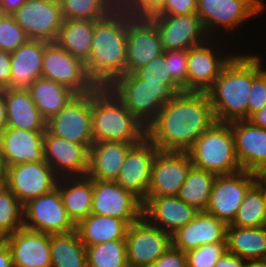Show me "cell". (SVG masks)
I'll return each mask as SVG.
<instances>
[{
	"label": "cell",
	"instance_id": "6da1fadb",
	"mask_svg": "<svg viewBox=\"0 0 266 267\" xmlns=\"http://www.w3.org/2000/svg\"><path fill=\"white\" fill-rule=\"evenodd\" d=\"M215 122L206 92L183 91L164 104L146 127V137L160 151L188 152Z\"/></svg>",
	"mask_w": 266,
	"mask_h": 267
},
{
	"label": "cell",
	"instance_id": "7a4b0ae2",
	"mask_svg": "<svg viewBox=\"0 0 266 267\" xmlns=\"http://www.w3.org/2000/svg\"><path fill=\"white\" fill-rule=\"evenodd\" d=\"M132 17L125 8L117 7L104 19L94 21L92 50L85 66L97 87H108L125 74L127 24Z\"/></svg>",
	"mask_w": 266,
	"mask_h": 267
},
{
	"label": "cell",
	"instance_id": "3957f363",
	"mask_svg": "<svg viewBox=\"0 0 266 267\" xmlns=\"http://www.w3.org/2000/svg\"><path fill=\"white\" fill-rule=\"evenodd\" d=\"M241 53L236 51L221 70L219 77L206 91L216 122L229 123L248 119V97L252 86V54L246 51Z\"/></svg>",
	"mask_w": 266,
	"mask_h": 267
},
{
	"label": "cell",
	"instance_id": "277c9868",
	"mask_svg": "<svg viewBox=\"0 0 266 267\" xmlns=\"http://www.w3.org/2000/svg\"><path fill=\"white\" fill-rule=\"evenodd\" d=\"M91 114L94 142L139 143L146 137V126L108 87H97L91 92Z\"/></svg>",
	"mask_w": 266,
	"mask_h": 267
},
{
	"label": "cell",
	"instance_id": "5b68a950",
	"mask_svg": "<svg viewBox=\"0 0 266 267\" xmlns=\"http://www.w3.org/2000/svg\"><path fill=\"white\" fill-rule=\"evenodd\" d=\"M194 167L217 175L242 170L235 152V139L230 123L215 122L188 151Z\"/></svg>",
	"mask_w": 266,
	"mask_h": 267
},
{
	"label": "cell",
	"instance_id": "8992f818",
	"mask_svg": "<svg viewBox=\"0 0 266 267\" xmlns=\"http://www.w3.org/2000/svg\"><path fill=\"white\" fill-rule=\"evenodd\" d=\"M108 88L146 127L175 93L164 83H146L135 73L116 78Z\"/></svg>",
	"mask_w": 266,
	"mask_h": 267
},
{
	"label": "cell",
	"instance_id": "52a82bcc",
	"mask_svg": "<svg viewBox=\"0 0 266 267\" xmlns=\"http://www.w3.org/2000/svg\"><path fill=\"white\" fill-rule=\"evenodd\" d=\"M265 8L263 0H197L196 14L211 38H222L218 32H234L247 19L260 16Z\"/></svg>",
	"mask_w": 266,
	"mask_h": 267
},
{
	"label": "cell",
	"instance_id": "ba28073f",
	"mask_svg": "<svg viewBox=\"0 0 266 267\" xmlns=\"http://www.w3.org/2000/svg\"><path fill=\"white\" fill-rule=\"evenodd\" d=\"M221 40L223 38H210L204 44L187 50L188 91L206 92L219 77L224 66L236 54L234 50H226L224 48L226 44Z\"/></svg>",
	"mask_w": 266,
	"mask_h": 267
},
{
	"label": "cell",
	"instance_id": "9c48e42d",
	"mask_svg": "<svg viewBox=\"0 0 266 267\" xmlns=\"http://www.w3.org/2000/svg\"><path fill=\"white\" fill-rule=\"evenodd\" d=\"M54 136L91 148L93 141L91 92L76 95L59 113L46 122Z\"/></svg>",
	"mask_w": 266,
	"mask_h": 267
},
{
	"label": "cell",
	"instance_id": "30bf717a",
	"mask_svg": "<svg viewBox=\"0 0 266 267\" xmlns=\"http://www.w3.org/2000/svg\"><path fill=\"white\" fill-rule=\"evenodd\" d=\"M41 77L62 84L77 95L92 92L97 88L87 74L85 63L56 42H50L45 47Z\"/></svg>",
	"mask_w": 266,
	"mask_h": 267
},
{
	"label": "cell",
	"instance_id": "8fae6325",
	"mask_svg": "<svg viewBox=\"0 0 266 267\" xmlns=\"http://www.w3.org/2000/svg\"><path fill=\"white\" fill-rule=\"evenodd\" d=\"M23 227L50 235L76 230V225L63 205L58 188L30 199L23 205Z\"/></svg>",
	"mask_w": 266,
	"mask_h": 267
},
{
	"label": "cell",
	"instance_id": "7c38bea8",
	"mask_svg": "<svg viewBox=\"0 0 266 267\" xmlns=\"http://www.w3.org/2000/svg\"><path fill=\"white\" fill-rule=\"evenodd\" d=\"M125 240L128 267H150L172 246V235L143 216L129 225Z\"/></svg>",
	"mask_w": 266,
	"mask_h": 267
},
{
	"label": "cell",
	"instance_id": "4fadbf2b",
	"mask_svg": "<svg viewBox=\"0 0 266 267\" xmlns=\"http://www.w3.org/2000/svg\"><path fill=\"white\" fill-rule=\"evenodd\" d=\"M257 174L241 170L237 173L217 175L213 184L206 213L230 224L242 204L248 189L256 182Z\"/></svg>",
	"mask_w": 266,
	"mask_h": 267
},
{
	"label": "cell",
	"instance_id": "5bb4252c",
	"mask_svg": "<svg viewBox=\"0 0 266 267\" xmlns=\"http://www.w3.org/2000/svg\"><path fill=\"white\" fill-rule=\"evenodd\" d=\"M29 39L56 42L63 16L59 0H26L12 14Z\"/></svg>",
	"mask_w": 266,
	"mask_h": 267
},
{
	"label": "cell",
	"instance_id": "9a60e30c",
	"mask_svg": "<svg viewBox=\"0 0 266 267\" xmlns=\"http://www.w3.org/2000/svg\"><path fill=\"white\" fill-rule=\"evenodd\" d=\"M149 19L159 32L164 50H189L211 38L196 13L153 15Z\"/></svg>",
	"mask_w": 266,
	"mask_h": 267
},
{
	"label": "cell",
	"instance_id": "2e32d148",
	"mask_svg": "<svg viewBox=\"0 0 266 267\" xmlns=\"http://www.w3.org/2000/svg\"><path fill=\"white\" fill-rule=\"evenodd\" d=\"M91 214L115 217L131 225L143 216V204L115 181L93 180Z\"/></svg>",
	"mask_w": 266,
	"mask_h": 267
},
{
	"label": "cell",
	"instance_id": "e0dca14e",
	"mask_svg": "<svg viewBox=\"0 0 266 267\" xmlns=\"http://www.w3.org/2000/svg\"><path fill=\"white\" fill-rule=\"evenodd\" d=\"M7 188L24 205L30 199L57 188L59 177L46 161L27 162L9 166Z\"/></svg>",
	"mask_w": 266,
	"mask_h": 267
},
{
	"label": "cell",
	"instance_id": "ac0fdd59",
	"mask_svg": "<svg viewBox=\"0 0 266 267\" xmlns=\"http://www.w3.org/2000/svg\"><path fill=\"white\" fill-rule=\"evenodd\" d=\"M192 166L188 152L159 151L153 161L146 197L177 196Z\"/></svg>",
	"mask_w": 266,
	"mask_h": 267
},
{
	"label": "cell",
	"instance_id": "d6986e66",
	"mask_svg": "<svg viewBox=\"0 0 266 267\" xmlns=\"http://www.w3.org/2000/svg\"><path fill=\"white\" fill-rule=\"evenodd\" d=\"M125 74H134L164 53L155 24L149 18L132 17L127 24Z\"/></svg>",
	"mask_w": 266,
	"mask_h": 267
},
{
	"label": "cell",
	"instance_id": "ffe728a7",
	"mask_svg": "<svg viewBox=\"0 0 266 267\" xmlns=\"http://www.w3.org/2000/svg\"><path fill=\"white\" fill-rule=\"evenodd\" d=\"M159 151L147 137L134 144L115 182L143 202L148 193L153 161Z\"/></svg>",
	"mask_w": 266,
	"mask_h": 267
},
{
	"label": "cell",
	"instance_id": "44dd1931",
	"mask_svg": "<svg viewBox=\"0 0 266 267\" xmlns=\"http://www.w3.org/2000/svg\"><path fill=\"white\" fill-rule=\"evenodd\" d=\"M44 158L59 178L86 176L89 168V149L51 135L43 138Z\"/></svg>",
	"mask_w": 266,
	"mask_h": 267
},
{
	"label": "cell",
	"instance_id": "7402d4cb",
	"mask_svg": "<svg viewBox=\"0 0 266 267\" xmlns=\"http://www.w3.org/2000/svg\"><path fill=\"white\" fill-rule=\"evenodd\" d=\"M13 267H52L50 234L20 228L6 237Z\"/></svg>",
	"mask_w": 266,
	"mask_h": 267
},
{
	"label": "cell",
	"instance_id": "603a6c76",
	"mask_svg": "<svg viewBox=\"0 0 266 267\" xmlns=\"http://www.w3.org/2000/svg\"><path fill=\"white\" fill-rule=\"evenodd\" d=\"M142 204L143 217L171 235L199 213L178 196L146 197Z\"/></svg>",
	"mask_w": 266,
	"mask_h": 267
},
{
	"label": "cell",
	"instance_id": "cb8c5ba5",
	"mask_svg": "<svg viewBox=\"0 0 266 267\" xmlns=\"http://www.w3.org/2000/svg\"><path fill=\"white\" fill-rule=\"evenodd\" d=\"M229 123L242 170L257 174L266 166V129L253 125L247 119Z\"/></svg>",
	"mask_w": 266,
	"mask_h": 267
},
{
	"label": "cell",
	"instance_id": "d4e9b609",
	"mask_svg": "<svg viewBox=\"0 0 266 267\" xmlns=\"http://www.w3.org/2000/svg\"><path fill=\"white\" fill-rule=\"evenodd\" d=\"M227 224L206 212H199L192 221L172 234V245L187 252L205 244L226 242Z\"/></svg>",
	"mask_w": 266,
	"mask_h": 267
},
{
	"label": "cell",
	"instance_id": "484cf974",
	"mask_svg": "<svg viewBox=\"0 0 266 267\" xmlns=\"http://www.w3.org/2000/svg\"><path fill=\"white\" fill-rule=\"evenodd\" d=\"M44 132L5 127L0 140L8 166L45 161Z\"/></svg>",
	"mask_w": 266,
	"mask_h": 267
},
{
	"label": "cell",
	"instance_id": "4316f807",
	"mask_svg": "<svg viewBox=\"0 0 266 267\" xmlns=\"http://www.w3.org/2000/svg\"><path fill=\"white\" fill-rule=\"evenodd\" d=\"M137 143L94 142L89 149L87 176L93 180L116 181L129 149Z\"/></svg>",
	"mask_w": 266,
	"mask_h": 267
},
{
	"label": "cell",
	"instance_id": "83f0119b",
	"mask_svg": "<svg viewBox=\"0 0 266 267\" xmlns=\"http://www.w3.org/2000/svg\"><path fill=\"white\" fill-rule=\"evenodd\" d=\"M49 43L44 40L29 39L10 53V88L27 89L41 77L43 55Z\"/></svg>",
	"mask_w": 266,
	"mask_h": 267
},
{
	"label": "cell",
	"instance_id": "f1b7e54d",
	"mask_svg": "<svg viewBox=\"0 0 266 267\" xmlns=\"http://www.w3.org/2000/svg\"><path fill=\"white\" fill-rule=\"evenodd\" d=\"M7 126L22 130L46 131V120L27 89H3Z\"/></svg>",
	"mask_w": 266,
	"mask_h": 267
},
{
	"label": "cell",
	"instance_id": "f546056e",
	"mask_svg": "<svg viewBox=\"0 0 266 267\" xmlns=\"http://www.w3.org/2000/svg\"><path fill=\"white\" fill-rule=\"evenodd\" d=\"M57 188L63 205L75 225L91 214L93 179L87 175L59 178Z\"/></svg>",
	"mask_w": 266,
	"mask_h": 267
},
{
	"label": "cell",
	"instance_id": "4dcf8cb0",
	"mask_svg": "<svg viewBox=\"0 0 266 267\" xmlns=\"http://www.w3.org/2000/svg\"><path fill=\"white\" fill-rule=\"evenodd\" d=\"M27 90L46 121L59 113L77 95L70 88L43 77L36 79Z\"/></svg>",
	"mask_w": 266,
	"mask_h": 267
},
{
	"label": "cell",
	"instance_id": "1f68e13d",
	"mask_svg": "<svg viewBox=\"0 0 266 267\" xmlns=\"http://www.w3.org/2000/svg\"><path fill=\"white\" fill-rule=\"evenodd\" d=\"M129 224L115 217L90 214L76 225L83 244L92 246L107 241L125 239Z\"/></svg>",
	"mask_w": 266,
	"mask_h": 267
},
{
	"label": "cell",
	"instance_id": "d6a6232c",
	"mask_svg": "<svg viewBox=\"0 0 266 267\" xmlns=\"http://www.w3.org/2000/svg\"><path fill=\"white\" fill-rule=\"evenodd\" d=\"M226 246L227 251L246 260L266 259V226L227 225Z\"/></svg>",
	"mask_w": 266,
	"mask_h": 267
},
{
	"label": "cell",
	"instance_id": "836d02e7",
	"mask_svg": "<svg viewBox=\"0 0 266 267\" xmlns=\"http://www.w3.org/2000/svg\"><path fill=\"white\" fill-rule=\"evenodd\" d=\"M94 21L64 19L56 43L84 63L92 50Z\"/></svg>",
	"mask_w": 266,
	"mask_h": 267
},
{
	"label": "cell",
	"instance_id": "e575fe53",
	"mask_svg": "<svg viewBox=\"0 0 266 267\" xmlns=\"http://www.w3.org/2000/svg\"><path fill=\"white\" fill-rule=\"evenodd\" d=\"M52 267H87L86 246L76 230L50 235Z\"/></svg>",
	"mask_w": 266,
	"mask_h": 267
},
{
	"label": "cell",
	"instance_id": "d590c367",
	"mask_svg": "<svg viewBox=\"0 0 266 267\" xmlns=\"http://www.w3.org/2000/svg\"><path fill=\"white\" fill-rule=\"evenodd\" d=\"M215 177L214 173L192 166L177 196L199 212H205Z\"/></svg>",
	"mask_w": 266,
	"mask_h": 267
},
{
	"label": "cell",
	"instance_id": "8d00e7d4",
	"mask_svg": "<svg viewBox=\"0 0 266 267\" xmlns=\"http://www.w3.org/2000/svg\"><path fill=\"white\" fill-rule=\"evenodd\" d=\"M237 227L266 226V208L262 188L255 182L246 192L234 220L228 224Z\"/></svg>",
	"mask_w": 266,
	"mask_h": 267
},
{
	"label": "cell",
	"instance_id": "74e56055",
	"mask_svg": "<svg viewBox=\"0 0 266 267\" xmlns=\"http://www.w3.org/2000/svg\"><path fill=\"white\" fill-rule=\"evenodd\" d=\"M87 267H128L125 239L86 247Z\"/></svg>",
	"mask_w": 266,
	"mask_h": 267
},
{
	"label": "cell",
	"instance_id": "f35d334b",
	"mask_svg": "<svg viewBox=\"0 0 266 267\" xmlns=\"http://www.w3.org/2000/svg\"><path fill=\"white\" fill-rule=\"evenodd\" d=\"M63 19L98 21L117 7L110 0H59Z\"/></svg>",
	"mask_w": 266,
	"mask_h": 267
},
{
	"label": "cell",
	"instance_id": "ab89813d",
	"mask_svg": "<svg viewBox=\"0 0 266 267\" xmlns=\"http://www.w3.org/2000/svg\"><path fill=\"white\" fill-rule=\"evenodd\" d=\"M23 227V204L6 188L0 194V234L7 237Z\"/></svg>",
	"mask_w": 266,
	"mask_h": 267
},
{
	"label": "cell",
	"instance_id": "60d3db41",
	"mask_svg": "<svg viewBox=\"0 0 266 267\" xmlns=\"http://www.w3.org/2000/svg\"><path fill=\"white\" fill-rule=\"evenodd\" d=\"M258 53L252 54V86L248 97V118L266 105V69L265 62Z\"/></svg>",
	"mask_w": 266,
	"mask_h": 267
},
{
	"label": "cell",
	"instance_id": "b9f144b4",
	"mask_svg": "<svg viewBox=\"0 0 266 267\" xmlns=\"http://www.w3.org/2000/svg\"><path fill=\"white\" fill-rule=\"evenodd\" d=\"M135 74L146 83H164L175 94L183 89L173 80L164 53L150 61L145 67L137 70Z\"/></svg>",
	"mask_w": 266,
	"mask_h": 267
},
{
	"label": "cell",
	"instance_id": "7bdbcfd3",
	"mask_svg": "<svg viewBox=\"0 0 266 267\" xmlns=\"http://www.w3.org/2000/svg\"><path fill=\"white\" fill-rule=\"evenodd\" d=\"M225 251L226 242L201 245L186 252L187 267H214Z\"/></svg>",
	"mask_w": 266,
	"mask_h": 267
},
{
	"label": "cell",
	"instance_id": "ee69618b",
	"mask_svg": "<svg viewBox=\"0 0 266 267\" xmlns=\"http://www.w3.org/2000/svg\"><path fill=\"white\" fill-rule=\"evenodd\" d=\"M29 40L26 32L17 24L12 15L0 20V49L12 53Z\"/></svg>",
	"mask_w": 266,
	"mask_h": 267
},
{
	"label": "cell",
	"instance_id": "f6af8a7d",
	"mask_svg": "<svg viewBox=\"0 0 266 267\" xmlns=\"http://www.w3.org/2000/svg\"><path fill=\"white\" fill-rule=\"evenodd\" d=\"M164 56L173 80L188 91L187 50H164Z\"/></svg>",
	"mask_w": 266,
	"mask_h": 267
},
{
	"label": "cell",
	"instance_id": "bcb514c9",
	"mask_svg": "<svg viewBox=\"0 0 266 267\" xmlns=\"http://www.w3.org/2000/svg\"><path fill=\"white\" fill-rule=\"evenodd\" d=\"M165 0H126L125 9L133 17L149 18L156 15Z\"/></svg>",
	"mask_w": 266,
	"mask_h": 267
},
{
	"label": "cell",
	"instance_id": "7dc6e473",
	"mask_svg": "<svg viewBox=\"0 0 266 267\" xmlns=\"http://www.w3.org/2000/svg\"><path fill=\"white\" fill-rule=\"evenodd\" d=\"M197 0H165L156 15H182L196 13Z\"/></svg>",
	"mask_w": 266,
	"mask_h": 267
},
{
	"label": "cell",
	"instance_id": "c3c4849f",
	"mask_svg": "<svg viewBox=\"0 0 266 267\" xmlns=\"http://www.w3.org/2000/svg\"><path fill=\"white\" fill-rule=\"evenodd\" d=\"M150 267H187L186 252L172 245Z\"/></svg>",
	"mask_w": 266,
	"mask_h": 267
},
{
	"label": "cell",
	"instance_id": "681fc988",
	"mask_svg": "<svg viewBox=\"0 0 266 267\" xmlns=\"http://www.w3.org/2000/svg\"><path fill=\"white\" fill-rule=\"evenodd\" d=\"M11 57L9 52L0 49V90L10 88Z\"/></svg>",
	"mask_w": 266,
	"mask_h": 267
},
{
	"label": "cell",
	"instance_id": "f907efd6",
	"mask_svg": "<svg viewBox=\"0 0 266 267\" xmlns=\"http://www.w3.org/2000/svg\"><path fill=\"white\" fill-rule=\"evenodd\" d=\"M246 261V259H243L238 255L225 251L214 267H245Z\"/></svg>",
	"mask_w": 266,
	"mask_h": 267
},
{
	"label": "cell",
	"instance_id": "816d5d0a",
	"mask_svg": "<svg viewBox=\"0 0 266 267\" xmlns=\"http://www.w3.org/2000/svg\"><path fill=\"white\" fill-rule=\"evenodd\" d=\"M247 120L257 127L266 129V105L261 110L252 114Z\"/></svg>",
	"mask_w": 266,
	"mask_h": 267
},
{
	"label": "cell",
	"instance_id": "f5cc1de1",
	"mask_svg": "<svg viewBox=\"0 0 266 267\" xmlns=\"http://www.w3.org/2000/svg\"><path fill=\"white\" fill-rule=\"evenodd\" d=\"M26 0H0V5L7 15L14 14Z\"/></svg>",
	"mask_w": 266,
	"mask_h": 267
},
{
	"label": "cell",
	"instance_id": "db71d44e",
	"mask_svg": "<svg viewBox=\"0 0 266 267\" xmlns=\"http://www.w3.org/2000/svg\"><path fill=\"white\" fill-rule=\"evenodd\" d=\"M0 267H13L11 251L6 243L0 247Z\"/></svg>",
	"mask_w": 266,
	"mask_h": 267
},
{
	"label": "cell",
	"instance_id": "11a10c76",
	"mask_svg": "<svg viewBox=\"0 0 266 267\" xmlns=\"http://www.w3.org/2000/svg\"><path fill=\"white\" fill-rule=\"evenodd\" d=\"M7 126L6 104L4 100L3 89L0 90V132Z\"/></svg>",
	"mask_w": 266,
	"mask_h": 267
},
{
	"label": "cell",
	"instance_id": "9f6ffc18",
	"mask_svg": "<svg viewBox=\"0 0 266 267\" xmlns=\"http://www.w3.org/2000/svg\"><path fill=\"white\" fill-rule=\"evenodd\" d=\"M8 164L5 159L4 151L2 148V143L0 140V176H6L7 175V169H8Z\"/></svg>",
	"mask_w": 266,
	"mask_h": 267
},
{
	"label": "cell",
	"instance_id": "6f0895ef",
	"mask_svg": "<svg viewBox=\"0 0 266 267\" xmlns=\"http://www.w3.org/2000/svg\"><path fill=\"white\" fill-rule=\"evenodd\" d=\"M245 267H266V259L247 260Z\"/></svg>",
	"mask_w": 266,
	"mask_h": 267
},
{
	"label": "cell",
	"instance_id": "680465c9",
	"mask_svg": "<svg viewBox=\"0 0 266 267\" xmlns=\"http://www.w3.org/2000/svg\"><path fill=\"white\" fill-rule=\"evenodd\" d=\"M257 179L266 186V166L257 173Z\"/></svg>",
	"mask_w": 266,
	"mask_h": 267
},
{
	"label": "cell",
	"instance_id": "91938a15",
	"mask_svg": "<svg viewBox=\"0 0 266 267\" xmlns=\"http://www.w3.org/2000/svg\"><path fill=\"white\" fill-rule=\"evenodd\" d=\"M7 188L6 176H0V194Z\"/></svg>",
	"mask_w": 266,
	"mask_h": 267
},
{
	"label": "cell",
	"instance_id": "94428289",
	"mask_svg": "<svg viewBox=\"0 0 266 267\" xmlns=\"http://www.w3.org/2000/svg\"><path fill=\"white\" fill-rule=\"evenodd\" d=\"M116 7H125L126 0H110Z\"/></svg>",
	"mask_w": 266,
	"mask_h": 267
},
{
	"label": "cell",
	"instance_id": "6125c7cd",
	"mask_svg": "<svg viewBox=\"0 0 266 267\" xmlns=\"http://www.w3.org/2000/svg\"><path fill=\"white\" fill-rule=\"evenodd\" d=\"M256 183L262 188V193L264 196V203L266 208V186H264L258 179L256 180Z\"/></svg>",
	"mask_w": 266,
	"mask_h": 267
},
{
	"label": "cell",
	"instance_id": "be15d7a7",
	"mask_svg": "<svg viewBox=\"0 0 266 267\" xmlns=\"http://www.w3.org/2000/svg\"><path fill=\"white\" fill-rule=\"evenodd\" d=\"M7 14L4 11V8L0 5V20L3 19Z\"/></svg>",
	"mask_w": 266,
	"mask_h": 267
},
{
	"label": "cell",
	"instance_id": "e7e4bbea",
	"mask_svg": "<svg viewBox=\"0 0 266 267\" xmlns=\"http://www.w3.org/2000/svg\"><path fill=\"white\" fill-rule=\"evenodd\" d=\"M6 237L0 234V247L5 243Z\"/></svg>",
	"mask_w": 266,
	"mask_h": 267
}]
</instances>
